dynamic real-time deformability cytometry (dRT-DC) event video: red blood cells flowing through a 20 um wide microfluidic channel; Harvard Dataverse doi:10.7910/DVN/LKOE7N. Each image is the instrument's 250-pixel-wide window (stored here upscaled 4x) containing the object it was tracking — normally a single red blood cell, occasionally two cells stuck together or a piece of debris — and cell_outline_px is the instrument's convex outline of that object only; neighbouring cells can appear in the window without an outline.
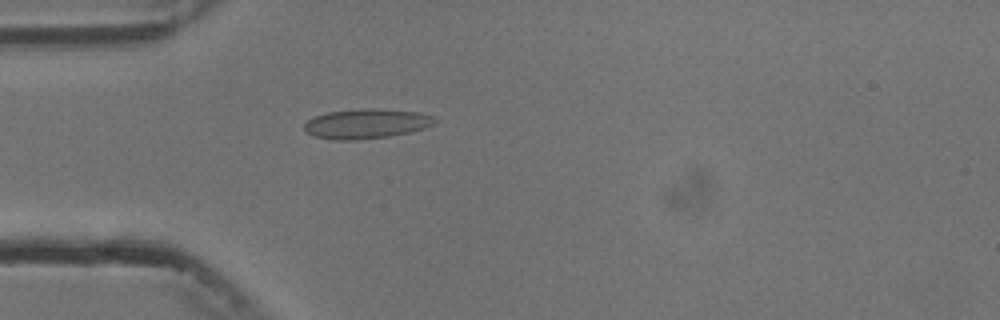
{"species": "common noctule bat (a hibernating species)", "species_latin": "Nyctalus noctula", "temperature_condition": "cold", "stored_images_in_passage": 5, "camera_frame_rate_fps": 3000, "um_per_image_px": 0.085, "animal": {"sex": "male", "body_mass_g": 13.3}, "frame": {"image": 1, "passage_image": 5, "time_ms": 4.667, "image_size_px": [1000, 320], "cell_outline_px": [[436, 120], [432, 124], [424, 128], [408, 132], [388, 136], [356, 140], [336, 140], [316, 136], [308, 132], [304, 128], [304, 124], [308, 120], [316, 116], [328, 112], [364, 108], [372, 108], [420, 112], [432, 116]], "centroid_in_image_um": [31.14, 10.51], "position_along_channel_um": 53.9, "area_um2": 22.25}}